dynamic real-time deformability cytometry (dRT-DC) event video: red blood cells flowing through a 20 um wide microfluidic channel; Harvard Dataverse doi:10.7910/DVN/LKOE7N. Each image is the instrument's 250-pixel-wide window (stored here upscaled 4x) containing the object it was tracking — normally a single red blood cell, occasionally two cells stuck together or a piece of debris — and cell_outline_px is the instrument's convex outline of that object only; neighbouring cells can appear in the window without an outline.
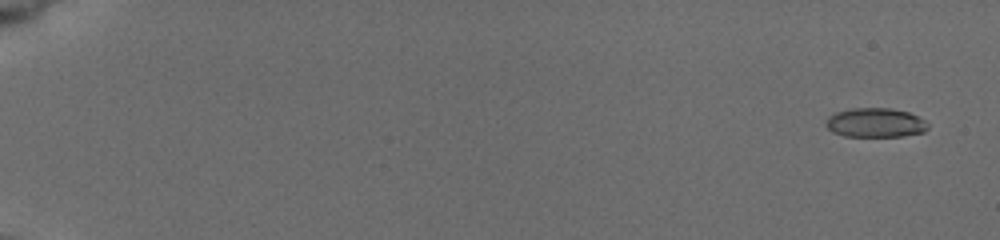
{"species": "common noctule bat (a hibernating species)", "species_latin": "Nyctalus noctula", "temperature_condition": "cold", "stored_images_in_passage": 9, "camera_frame_rate_fps": 3000, "um_per_image_px": 0.085, "animal": {"sex": "female", "body_mass_g": 19.5, "forearm_length_mm": 54.1}, "frame": {"image": 1, "passage_image": 1, "time_ms": 0.0, "image_size_px": [1000, 240], "cell_outline_px": [[928, 128], [924, 132], [904, 136], [844, 136], [832, 132], [824, 124], [828, 116], [836, 112], [852, 108], [892, 108], [908, 112], [924, 120], [928, 124]], "centroid_in_image_um": [74.39, 10.43], "position_along_channel_um": 10.6, "area_um2": 17.46}}
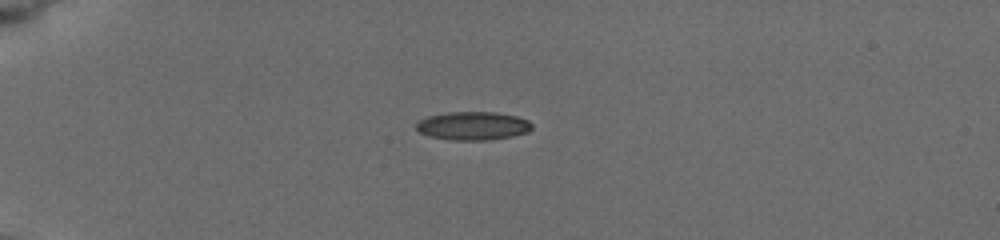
{"frame": {"image": 2, "passage_image": 8, "time_ms": 4.667, "image_size_px": [1000, 240], "cell_outline_px": [[532, 128], [528, 132], [512, 136], [488, 140], [452, 140], [428, 136], [420, 132], [416, 128], [416, 124], [420, 120], [428, 116], [448, 112], [496, 112], [516, 116], [528, 120], [532, 124]], "centroid_in_image_um": [40.21, 10.7], "position_along_channel_um": 44.8, "area_um2": 19.13}}